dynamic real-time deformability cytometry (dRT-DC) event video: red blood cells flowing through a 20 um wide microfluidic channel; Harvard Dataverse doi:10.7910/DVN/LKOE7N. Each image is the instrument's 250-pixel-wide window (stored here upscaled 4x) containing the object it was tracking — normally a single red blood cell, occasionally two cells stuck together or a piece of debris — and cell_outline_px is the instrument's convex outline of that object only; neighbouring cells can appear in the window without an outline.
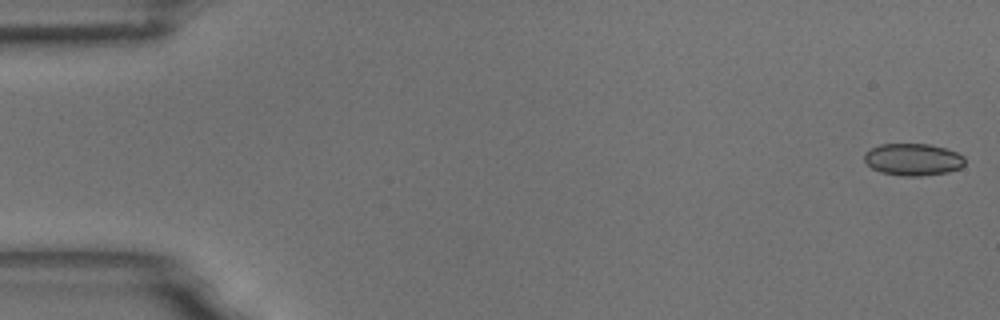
{"species": "common noctule bat (a hibernating species)", "species_latin": "Nyctalus noctula", "temperature_condition": "room temperature", "stored_images_in_passage": 7, "camera_frame_rate_fps": 3000, "um_per_image_px": 0.085, "animal": {"sex": "male", "body_mass_g": 18.8}, "frame": {"image": 1, "passage_image": 1, "time_ms": 0.0, "image_size_px": [1000, 320], "cell_outline_px": [[964, 164], [960, 168], [948, 172], [920, 176], [904, 176], [880, 172], [872, 168], [864, 160], [864, 152], [880, 144], [928, 144], [944, 148], [956, 152], [964, 156]], "centroid_in_image_um": [77.59, 13.56], "position_along_channel_um": 7.4, "area_um2": 18.73}}
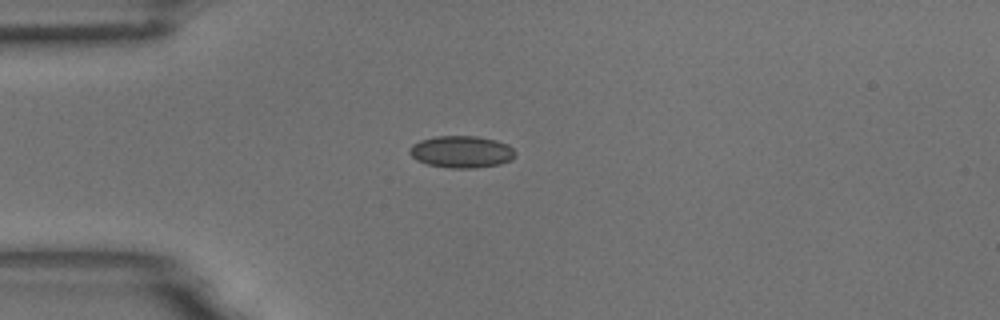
{"frame": {"image": 2, "passage_image": 5, "time_ms": 1.333, "image_size_px": [1000, 320], "cell_outline_px": [[516, 156], [512, 160], [500, 164], [476, 168], [452, 168], [428, 164], [416, 160], [408, 152], [408, 148], [412, 144], [420, 140], [436, 136], [476, 136], [496, 140], [508, 144], [516, 152]], "centroid_in_image_um": [39.24, 12.9], "position_along_channel_um": 45.8, "area_um2": 19.88}}